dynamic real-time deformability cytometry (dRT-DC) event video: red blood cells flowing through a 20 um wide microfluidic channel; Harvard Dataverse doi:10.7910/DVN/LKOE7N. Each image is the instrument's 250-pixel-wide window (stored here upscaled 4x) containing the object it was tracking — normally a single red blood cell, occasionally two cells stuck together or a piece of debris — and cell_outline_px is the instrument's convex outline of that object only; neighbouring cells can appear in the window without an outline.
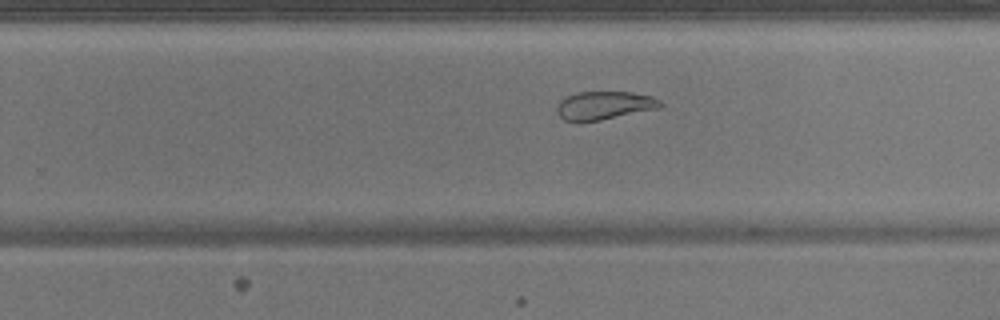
{"species": "common noctule bat (a hibernating species)", "species_latin": "Nyctalus noctula", "temperature_condition": "warm", "stored_images_in_passage": 39, "camera_frame_rate_fps": 3000, "um_per_image_px": 0.085, "animal": {"sex": "male", "body_mass_g": 17.9}, "frame": {"image": 1, "passage_image": 20, "time_ms": 6.333, "image_size_px": [1000, 320], "cell_outline_px": [[664, 104], [656, 108], [600, 120], [564, 120], [556, 112], [556, 104], [564, 96], [576, 92], [632, 92], [652, 96], [660, 100]], "centroid_in_image_um": [51.32, 8.93], "position_along_channel_um": 278.5, "area_um2": 16.82}}
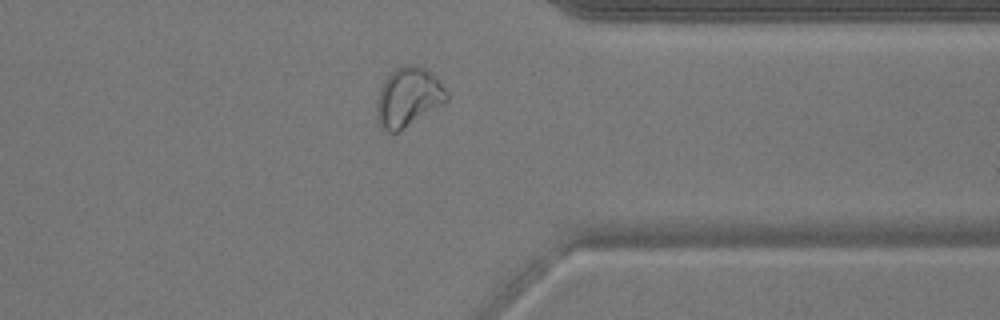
{"frame": {"image": 2, "passage_image": 28, "time_ms": 9.0, "image_size_px": [1000, 320], "cell_outline_px": [[448, 100], [400, 132], [388, 132], [380, 128], [376, 112], [376, 100], [380, 88], [384, 80], [396, 68], [404, 64], [412, 64], [424, 68], [436, 76], [440, 80], [448, 92]], "centroid_in_image_um": [34.7, 8.27], "position_along_channel_um": 376.7, "area_um2": 24.39}}
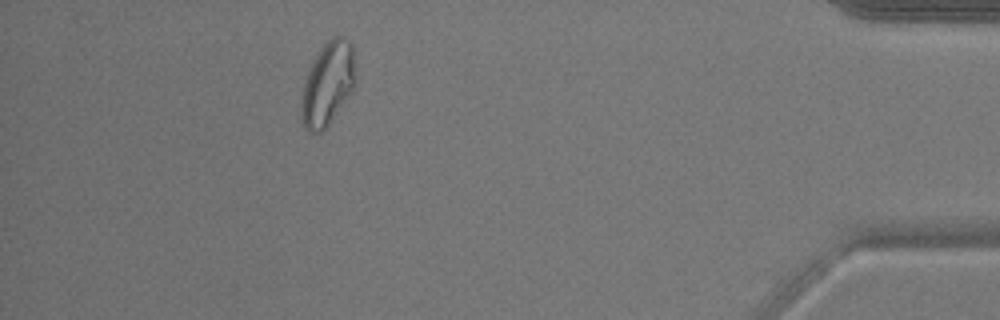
{"frame": {"image": 3, "passage_image": 34, "time_ms": 11.0, "image_size_px": [1000, 320], "cell_outline_px": [[356, 84], [352, 92], [328, 124], [320, 132], [308, 132], [304, 128], [300, 104], [304, 80], [312, 60], [316, 52], [332, 36], [344, 36], [352, 44], [356, 80]], "centroid_in_image_um": [27.85, 7.08], "position_along_channel_um": 407.3, "area_um2": 26.59}, "authors_computed_cell_mechanics": {"area_um2": 20.1144, "velocity_mm_per_s": 3.8946, "shape_relaxation_time_tau1_ms": null, "shape_relaxation_time_tau2_ms": 2.0886, "deformation_change_tau1": null, "deformation_change_tau2": 0.0782}}